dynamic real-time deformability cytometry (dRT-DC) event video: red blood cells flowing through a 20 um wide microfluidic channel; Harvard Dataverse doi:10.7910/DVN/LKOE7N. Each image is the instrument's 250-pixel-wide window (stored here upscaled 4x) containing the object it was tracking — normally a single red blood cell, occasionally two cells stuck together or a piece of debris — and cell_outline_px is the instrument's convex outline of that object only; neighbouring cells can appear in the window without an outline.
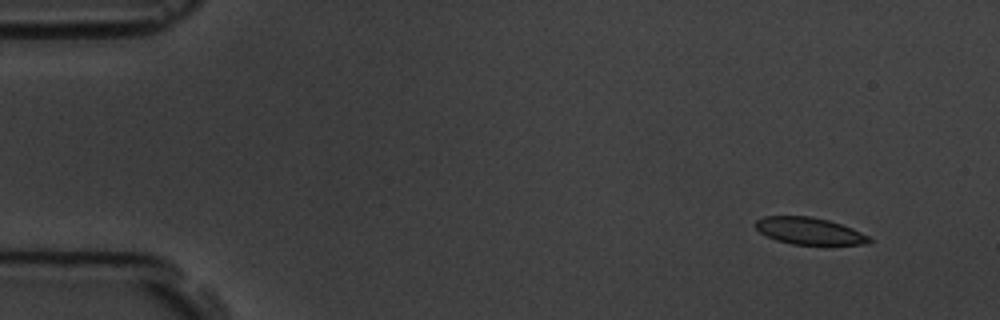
{"species": "common noctule bat (a hibernating species)", "species_latin": "Nyctalus noctula", "temperature_condition": "room temperature", "stored_images_in_passage": 6, "camera_frame_rate_fps": 3000, "um_per_image_px": 0.085, "animal": {"sex": "male", "body_mass_g": 19.5, "forearm_length_mm": 54.6}, "frame": {"image": 1, "passage_image": 1, "time_ms": 0.0, "image_size_px": [1000, 320], "cell_outline_px": [[872, 240], [868, 244], [792, 244], [776, 240], [760, 232], [752, 224], [756, 220], [764, 216], [812, 216], [828, 220], [852, 228], [868, 236]], "centroid_in_image_um": [68.75, 19.62], "position_along_channel_um": 16.3, "area_um2": 17.74}}
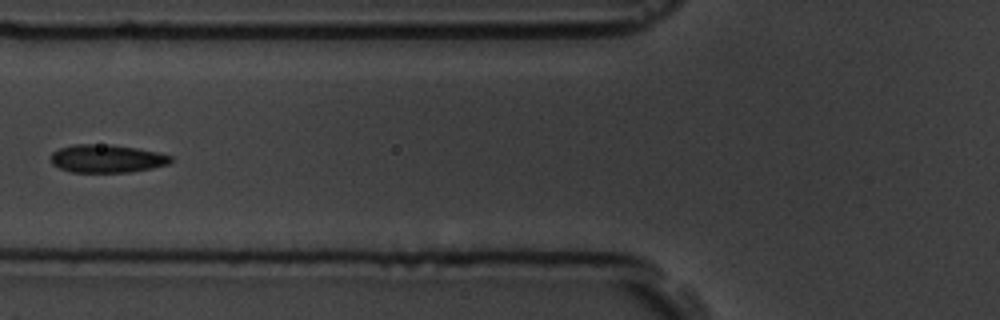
{"frame": {"image": 2, "passage_image": 5, "time_ms": 5.667, "image_size_px": [1000, 320], "cell_outline_px": [[172, 160], [168, 164], [152, 168], [132, 172], [72, 172], [60, 168], [52, 164], [52, 152], [60, 148], [72, 144], [108, 144], [136, 148], [160, 152], [172, 156]], "centroid_in_image_um": [9.1, 13.48], "position_along_channel_um": 116.7, "area_um2": 19.65}}
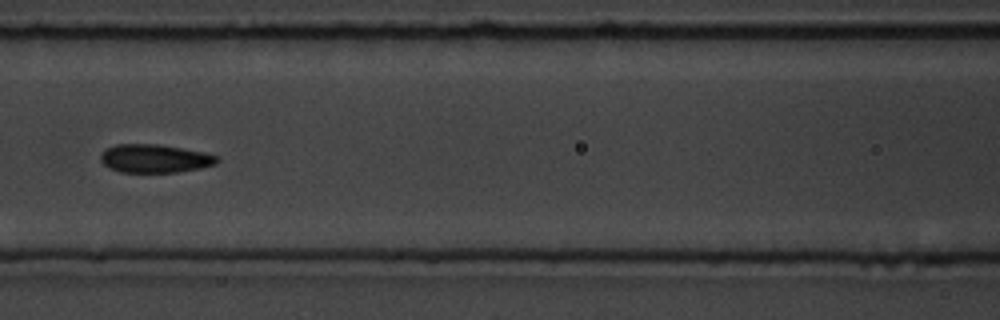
{"frame": {"image": 3, "passage_image": 6, "time_ms": 6.667, "image_size_px": [1000, 320], "cell_outline_px": [[220, 160], [216, 164], [200, 168], [176, 172], [120, 172], [108, 168], [100, 160], [100, 156], [108, 148], [116, 144], [160, 144], [204, 152], [220, 156]], "centroid_in_image_um": [13.19, 13.47], "position_along_channel_um": 153.4, "area_um2": 19.31}}